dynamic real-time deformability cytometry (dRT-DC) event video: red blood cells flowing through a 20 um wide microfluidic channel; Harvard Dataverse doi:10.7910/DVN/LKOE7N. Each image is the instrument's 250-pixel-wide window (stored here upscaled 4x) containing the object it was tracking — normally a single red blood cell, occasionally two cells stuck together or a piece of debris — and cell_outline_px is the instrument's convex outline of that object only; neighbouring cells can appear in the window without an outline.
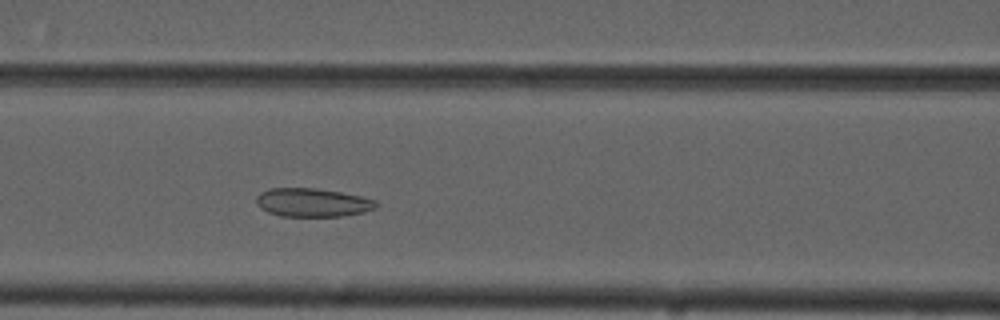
{"species": "common noctule bat (a hibernating species)", "species_latin": "Nyctalus noctula", "temperature_condition": "cold", "stored_images_in_passage": 38, "camera_frame_rate_fps": 3000, "um_per_image_px": 0.085, "animal": {"sex": "male", "forearm_length_mm": 52.5}, "frame": {"image": 1, "passage_image": 13, "time_ms": 4.0, "image_size_px": [1000, 320], "cell_outline_px": [[380, 204], [376, 208], [364, 212], [344, 216], [280, 216], [268, 212], [260, 208], [256, 204], [256, 196], [260, 192], [268, 188], [316, 188], [340, 192], [360, 196], [376, 200]], "centroid_in_image_um": [26.56, 17.21], "position_along_channel_um": 140.0, "area_um2": 20.11}}
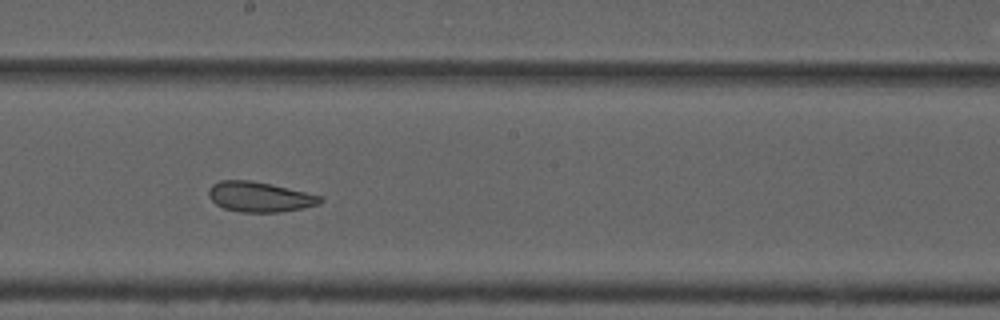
{"frame": {"image": 2, "passage_image": 20, "time_ms": 6.333, "image_size_px": [1000, 320], "cell_outline_px": [[324, 200], [320, 204], [304, 208], [280, 212], [240, 212], [224, 208], [216, 204], [208, 196], [208, 192], [212, 184], [220, 180], [248, 180], [288, 188], [324, 196]], "centroid_in_image_um": [22.09, 16.74], "position_along_channel_um": 226.1, "area_um2": 19.59}}
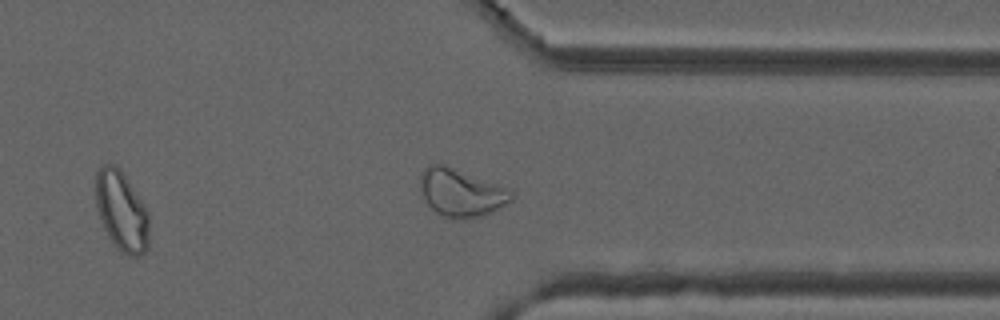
{"frame": {"image": 3, "passage_image": 32, "time_ms": 10.333, "image_size_px": [1000, 320], "cell_outline_px": [[512, 200], [484, 216], [452, 220], [436, 212], [428, 204], [420, 188], [420, 176], [424, 168], [428, 164], [444, 164], [508, 188], [512, 192]], "centroid_in_image_um": [39.17, 16.38], "position_along_channel_um": 372.2, "area_um2": 25.2}, "authors_computed_cell_mechanics": {"area_um2": 20.7502, "velocity_mm_per_s": 3.6976, "shape_relaxation_time_tau1_ms": null, "shape_relaxation_time_tau2_ms": 2.2718, "deformation_change_tau1": null, "deformation_change_tau2": 0.0849}}